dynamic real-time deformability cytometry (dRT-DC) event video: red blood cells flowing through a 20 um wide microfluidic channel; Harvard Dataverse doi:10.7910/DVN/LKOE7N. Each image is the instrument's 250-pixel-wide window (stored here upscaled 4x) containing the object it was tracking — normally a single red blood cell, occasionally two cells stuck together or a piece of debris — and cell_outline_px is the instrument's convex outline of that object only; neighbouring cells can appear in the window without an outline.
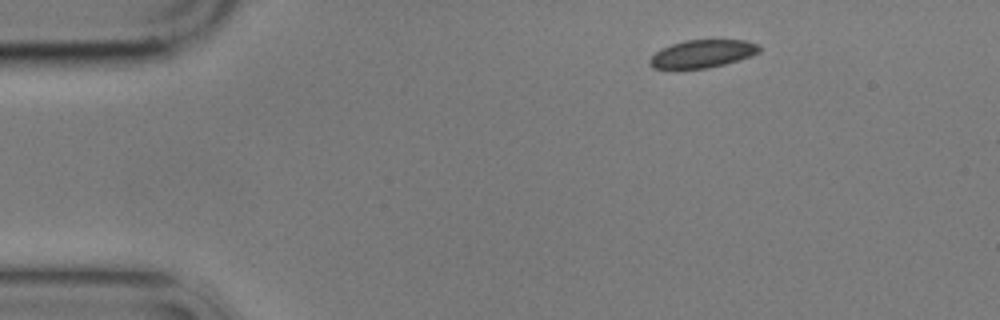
{"species": "common noctule bat (a hibernating species)", "species_latin": "Nyctalus noctula", "temperature_condition": "cold", "stored_images_in_passage": 7, "camera_frame_rate_fps": 3000, "um_per_image_px": 0.085, "animal": {"sex": "male", "body_mass_g": 17.9}, "frame": {"image": 1, "passage_image": 1, "time_ms": 0.0, "image_size_px": [1000, 320], "cell_outline_px": [[760, 52], [752, 56], [740, 60], [708, 68], [676, 72], [652, 68], [648, 64], [648, 60], [656, 52], [672, 44], [684, 40], [748, 40], [756, 44], [760, 48]], "centroid_in_image_um": [59.64, 4.63], "position_along_channel_um": 25.4, "area_um2": 18.5}}
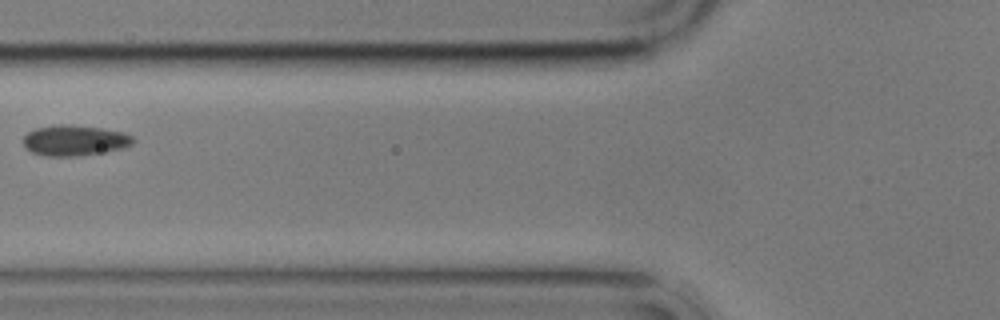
{"frame": {"image": 2, "passage_image": 5, "time_ms": 4.667, "image_size_px": [1000, 320], "cell_outline_px": [[136, 140], [132, 144], [124, 148], [104, 152], [80, 156], [44, 156], [32, 152], [24, 148], [24, 136], [28, 132], [36, 128], [56, 124], [68, 124], [100, 128], [124, 132], [132, 136]], "centroid_in_image_um": [6.35, 11.94], "position_along_channel_um": 119.5, "area_um2": 19.77}}
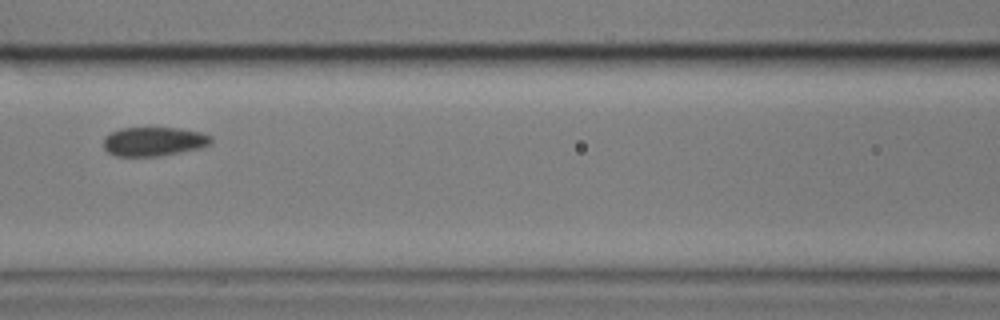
{"frame": {"image": 3, "passage_image": 6, "time_ms": 5.667, "image_size_px": [1000, 320], "cell_outline_px": [[212, 144], [200, 148], [160, 156], [116, 156], [108, 152], [104, 148], [104, 136], [120, 128], [180, 128], [200, 132], [212, 136]], "centroid_in_image_um": [13.09, 12.03], "position_along_channel_um": 153.5, "area_um2": 18.26}}